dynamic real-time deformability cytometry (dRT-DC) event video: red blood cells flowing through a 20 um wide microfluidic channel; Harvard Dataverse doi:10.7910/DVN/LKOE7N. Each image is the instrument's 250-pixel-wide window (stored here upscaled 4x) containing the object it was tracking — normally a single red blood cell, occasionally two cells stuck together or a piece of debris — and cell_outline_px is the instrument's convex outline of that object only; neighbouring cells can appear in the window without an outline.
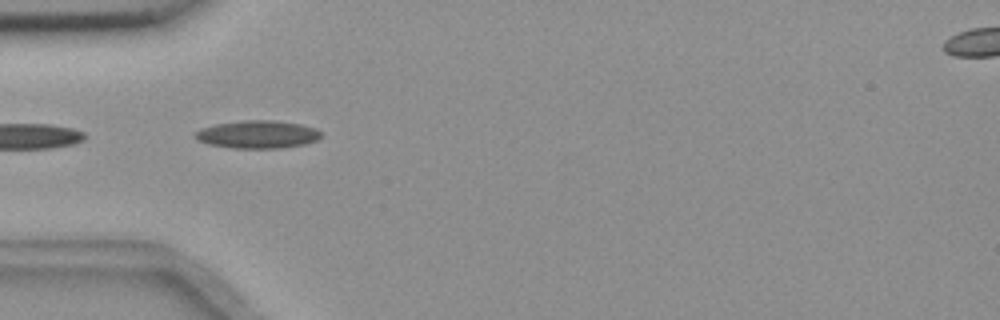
{"species": "common noctule bat (a hibernating species)", "species_latin": "Nyctalus noctula", "temperature_condition": "room temperature", "stored_images_in_passage": 4, "camera_frame_rate_fps": 3000, "um_per_image_px": 0.085, "animal": {"sex": "female", "body_mass_g": 18.4}, "frame": {"image": 1, "passage_image": 3, "time_ms": 0.667, "image_size_px": [1000, 320], "cell_outline_px": [[320, 136], [316, 140], [304, 144], [276, 148], [232, 148], [208, 144], [196, 140], [196, 132], [200, 128], [216, 124], [248, 120], [272, 120], [300, 124], [316, 128], [320, 132]], "centroid_in_image_um": [21.87, 11.42], "position_along_channel_um": 63.1, "area_um2": 20.17}}